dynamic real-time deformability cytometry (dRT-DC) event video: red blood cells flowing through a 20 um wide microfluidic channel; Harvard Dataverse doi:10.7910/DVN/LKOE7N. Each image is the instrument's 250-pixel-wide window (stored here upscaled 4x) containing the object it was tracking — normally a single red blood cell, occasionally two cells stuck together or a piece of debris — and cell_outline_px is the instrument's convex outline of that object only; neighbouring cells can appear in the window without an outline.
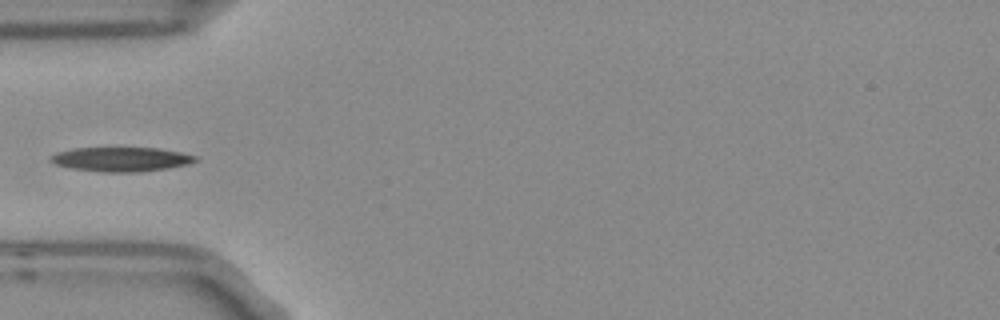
{"species": "Egyptian fruit bat (a non-hibernating species)", "species_latin": "Rousettus aegyptiacus", "temperature_condition": "room temperature", "stored_images_in_passage": 5, "camera_frame_rate_fps": 3000, "um_per_image_px": 0.085, "frame": {"image": 1, "passage_image": 4, "time_ms": 1.0, "image_size_px": [1000, 320], "cell_outline_px": [[196, 160], [188, 164], [168, 168], [140, 172], [104, 172], [72, 168], [56, 164], [48, 160], [56, 152], [76, 148], [156, 148], [180, 152], [196, 156]], "centroid_in_image_um": [10.29, 13.54], "position_along_channel_um": 74.7, "area_um2": 20.29}}
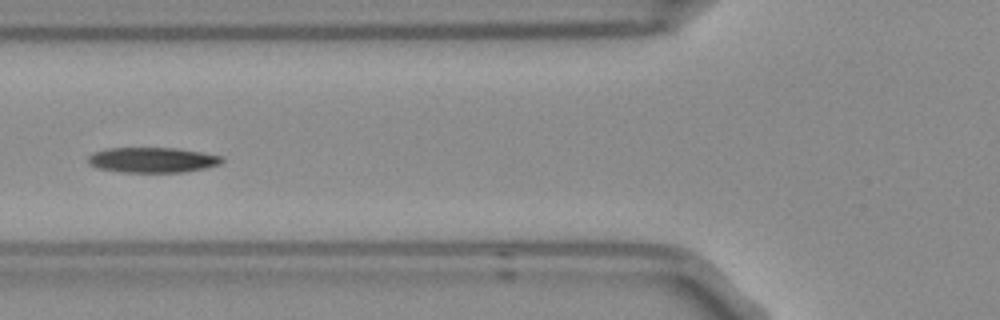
{"frame": {"image": 2, "passage_image": 5, "time_ms": 1.333, "image_size_px": [1000, 320], "cell_outline_px": [[224, 160], [220, 164], [204, 168], [184, 172], [124, 172], [96, 168], [88, 164], [88, 156], [92, 152], [108, 148], [176, 148], [224, 156]], "centroid_in_image_um": [12.94, 13.59], "position_along_channel_um": 112.9, "area_um2": 19.77}}